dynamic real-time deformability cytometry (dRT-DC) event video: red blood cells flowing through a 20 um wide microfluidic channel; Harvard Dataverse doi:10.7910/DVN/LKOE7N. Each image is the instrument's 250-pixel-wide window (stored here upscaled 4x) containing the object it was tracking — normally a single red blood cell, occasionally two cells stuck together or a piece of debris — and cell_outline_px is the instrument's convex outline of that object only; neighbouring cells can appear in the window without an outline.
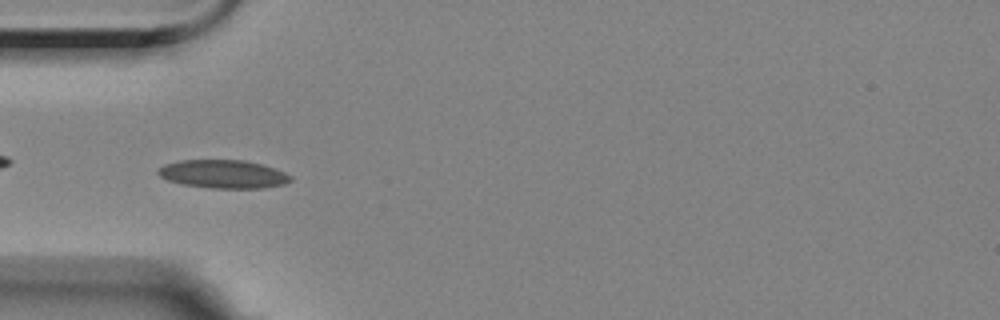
{"species": "Egyptian fruit bat (a non-hibernating species)", "species_latin": "Rousettus aegyptiacus", "temperature_condition": "room temperature", "stored_images_in_passage": 42, "camera_frame_rate_fps": 3000, "um_per_image_px": 0.085, "animal": {"sex": "female"}, "frame": {"image": 1, "passage_image": 3, "time_ms": 0.667, "image_size_px": [1000, 320], "cell_outline_px": [[292, 180], [284, 184], [264, 188], [212, 188], [180, 184], [168, 180], [160, 176], [156, 172], [164, 164], [180, 160], [244, 160], [276, 168], [292, 176]], "centroid_in_image_um": [18.98, 14.8], "position_along_channel_um": 66.0, "area_um2": 21.91}}
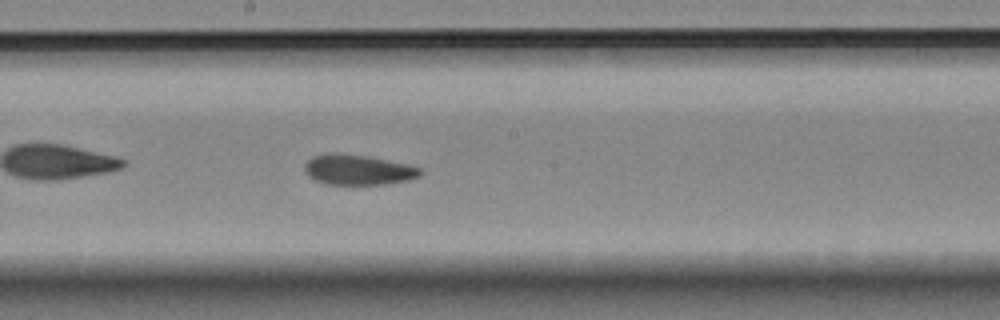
{"frame": {"image": 2, "passage_image": 16, "time_ms": 5.0, "image_size_px": [1000, 320], "cell_outline_px": [[420, 176], [408, 180], [380, 184], [324, 184], [308, 176], [304, 172], [304, 164], [312, 156], [328, 152], [340, 152], [368, 156], [408, 164], [420, 168]], "centroid_in_image_um": [30.36, 14.41], "position_along_channel_um": 217.8, "area_um2": 20.52}}
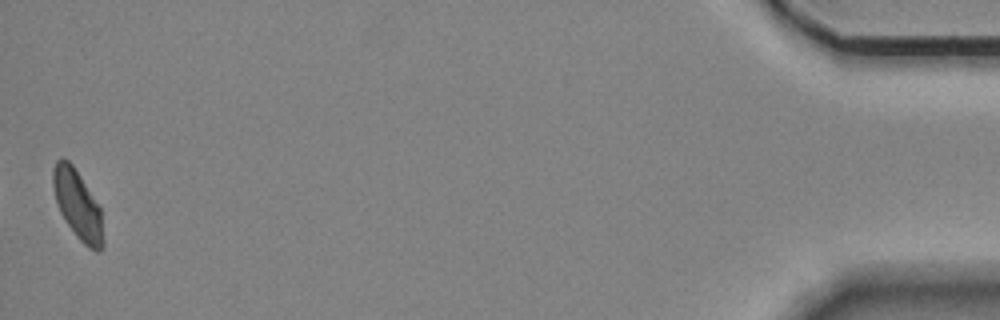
{"frame": {"image": 3, "passage_image": 42, "time_ms": 13.667, "image_size_px": [1000, 320], "cell_outline_px": [[104, 248], [100, 252], [96, 252], [88, 248], [76, 236], [60, 212], [56, 200], [52, 184], [52, 168], [56, 160], [68, 160], [72, 164], [80, 176], [100, 208], [104, 240]], "centroid_in_image_um": [6.61, 17.45], "position_along_channel_um": 428.6, "area_um2": 20.0}, "authors_computed_cell_mechanics": {"area_um2": 20.7791, "velocity_mm_per_s": 3.4862, "shape_relaxation_time_tau1_ms": 6.4751, "shape_relaxation_time_tau2_ms": 1.9163, "deformation_change_tau1": 0.1234, "deformation_change_tau2": 0.0545}}